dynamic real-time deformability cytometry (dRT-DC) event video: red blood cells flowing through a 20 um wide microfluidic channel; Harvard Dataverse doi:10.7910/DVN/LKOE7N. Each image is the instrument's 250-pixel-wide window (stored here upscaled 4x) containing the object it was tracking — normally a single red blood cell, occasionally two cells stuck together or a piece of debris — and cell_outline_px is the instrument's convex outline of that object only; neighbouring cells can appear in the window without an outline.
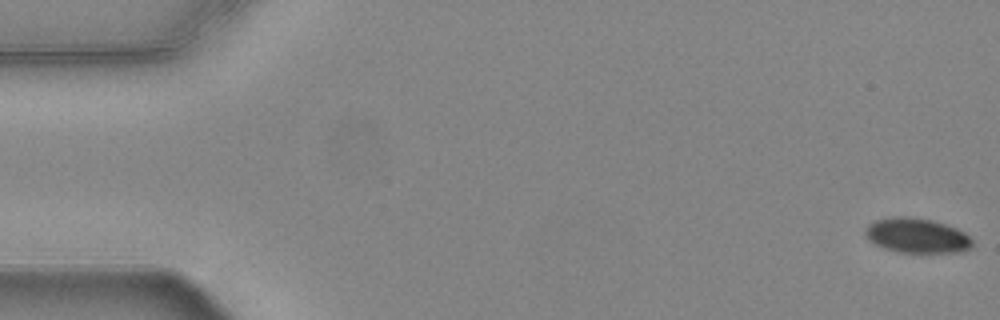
{"species": "common noctule bat (a hibernating species)", "species_latin": "Nyctalus noctula", "temperature_condition": "warm", "stored_images_in_passage": 55, "camera_frame_rate_fps": 3000, "um_per_image_px": 0.085, "animal": {"sex": "female", "body_mass_g": 24.6, "forearm_length_mm": 56.2}, "frame": {"image": 1, "passage_image": 1, "time_ms": 0.0, "image_size_px": [1000, 320], "cell_outline_px": [[972, 244], [968, 248], [960, 252], [900, 252], [884, 248], [868, 240], [864, 236], [864, 228], [868, 224], [876, 220], [892, 216], [908, 216], [932, 220], [956, 228], [964, 232], [972, 240]], "centroid_in_image_um": [77.87, 20.01], "position_along_channel_um": 7.1, "area_um2": 21.68}}
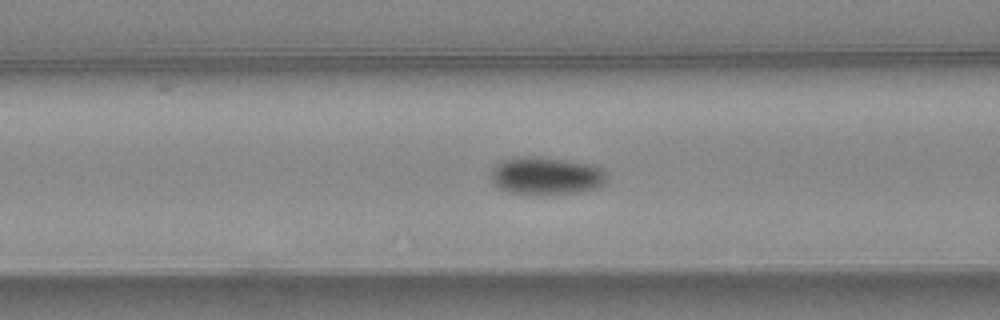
{"frame": {"image": 2, "passage_image": 22, "time_ms": 7.0, "image_size_px": [1000, 320], "cell_outline_px": [[608, 180], [604, 184], [596, 188], [576, 192], [508, 192], [500, 188], [492, 180], [492, 168], [500, 160], [520, 156], [536, 156], [568, 160], [592, 164], [604, 168], [608, 172]], "centroid_in_image_um": [46.49, 14.88], "position_along_channel_um": 120.1, "area_um2": 25.14}}
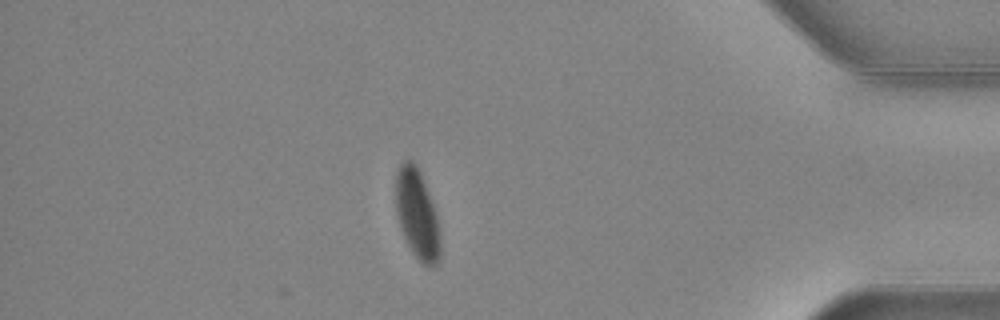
{"frame": {"image": 3, "passage_image": 48, "time_ms": 15.667, "image_size_px": [1000, 320], "cell_outline_px": [[440, 256], [436, 264], [432, 268], [424, 264], [412, 252], [400, 228], [396, 212], [396, 172], [400, 164], [404, 160], [412, 160], [416, 164], [420, 172], [432, 204], [436, 216], [440, 240]], "centroid_in_image_um": [35.43, 18.2], "position_along_channel_um": 399.8, "area_um2": 22.83}, "authors_computed_cell_mechanics": {"area_um2": 23.4668, "velocity_mm_per_s": 3.7087, "shape_relaxation_time_tau1_ms": 3.6319, "shape_relaxation_time_tau2_ms": null, "deformation_change_tau1": 0.0905, "deformation_change_tau2": null}}